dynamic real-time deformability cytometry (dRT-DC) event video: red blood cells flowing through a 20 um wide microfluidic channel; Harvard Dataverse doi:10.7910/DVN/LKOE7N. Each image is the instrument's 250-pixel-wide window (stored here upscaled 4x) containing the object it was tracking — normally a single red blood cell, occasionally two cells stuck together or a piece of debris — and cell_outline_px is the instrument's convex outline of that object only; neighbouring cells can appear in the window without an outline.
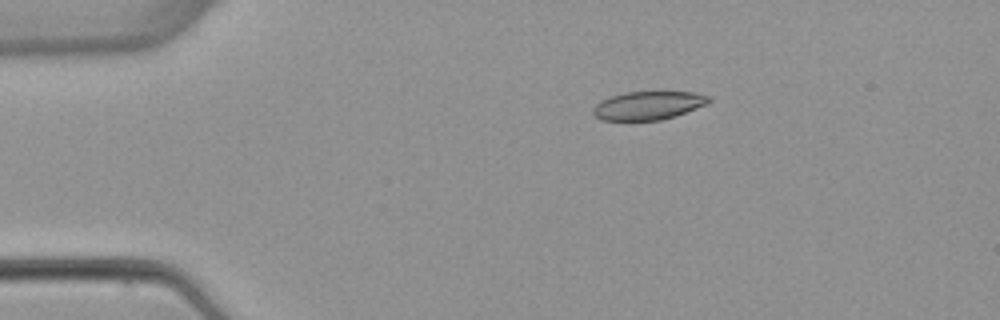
{"species": "common noctule bat (a hibernating species)", "species_latin": "Nyctalus noctula", "temperature_condition": "warm", "stored_images_in_passage": 6, "camera_frame_rate_fps": 3000, "um_per_image_px": 0.085, "animal": {"sex": "female", "body_mass_g": 22.7, "forearm_length_mm": 54.2}, "frame": {"image": 1, "passage_image": 3, "time_ms": 2.333, "image_size_px": [1000, 320], "cell_outline_px": [[712, 100], [708, 104], [676, 116], [660, 120], [600, 120], [592, 112], [592, 108], [600, 100], [608, 96], [624, 92], [696, 92], [712, 96]], "centroid_in_image_um": [55.12, 8.96], "position_along_channel_um": 29.9, "area_um2": 19.48}}
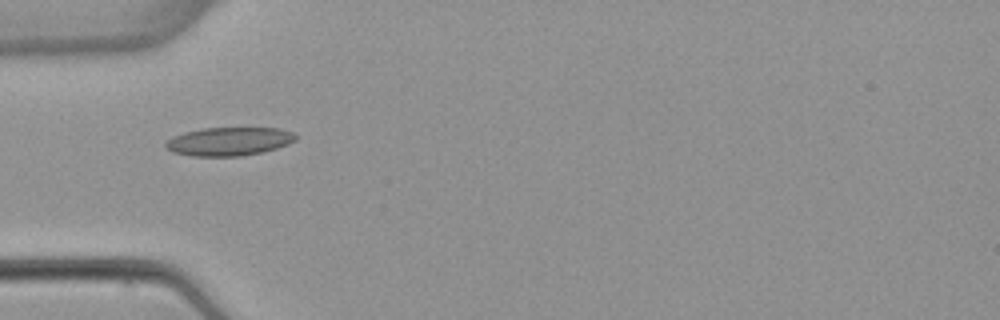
{"frame": {"image": 2, "passage_image": 5, "time_ms": 4.667, "image_size_px": [1000, 320], "cell_outline_px": [[296, 140], [288, 144], [276, 148], [260, 152], [240, 156], [192, 156], [172, 152], [164, 144], [172, 136], [184, 132], [204, 128], [280, 128], [292, 132], [296, 136]], "centroid_in_image_um": [19.45, 12.01], "position_along_channel_um": 65.5, "area_um2": 21.44}}
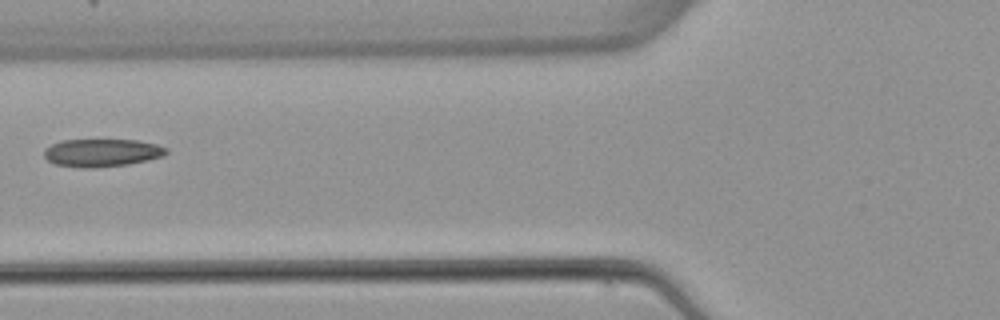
{"frame": {"image": 3, "passage_image": 6, "time_ms": 6.0, "image_size_px": [1000, 320], "cell_outline_px": [[168, 152], [164, 156], [148, 160], [128, 164], [92, 168], [80, 168], [56, 164], [48, 160], [44, 156], [44, 148], [60, 140], [136, 140], [156, 144], [168, 148]], "centroid_in_image_um": [8.66, 12.98], "position_along_channel_um": 117.1, "area_um2": 19.88}}